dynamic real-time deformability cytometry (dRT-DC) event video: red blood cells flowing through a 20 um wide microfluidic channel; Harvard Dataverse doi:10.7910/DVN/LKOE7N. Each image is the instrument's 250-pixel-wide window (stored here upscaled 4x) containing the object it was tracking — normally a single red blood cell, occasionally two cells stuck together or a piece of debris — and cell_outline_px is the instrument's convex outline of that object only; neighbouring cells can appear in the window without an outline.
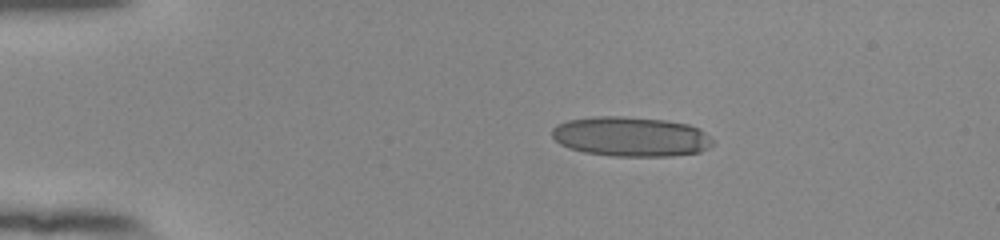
{"species": "human", "species_latin": "Homo sapiens", "temperature_condition": "room temperature", "stored_images_in_passage": 44, "camera_frame_rate_fps": 3000, "um_per_image_px": 0.085, "donor": {"sex": "female"}, "frame": {"image": 1, "passage_image": 1, "time_ms": 0.0, "image_size_px": [1000, 240], "cell_outline_px": [[716, 144], [700, 152], [672, 156], [612, 156], [584, 152], [568, 148], [560, 144], [552, 136], [552, 128], [556, 124], [568, 120], [596, 116], [624, 116], [668, 120], [688, 124], [700, 128], [716, 140]], "centroid_in_image_um": [53.67, 11.61], "position_along_channel_um": 31.3, "area_um2": 37.8}}
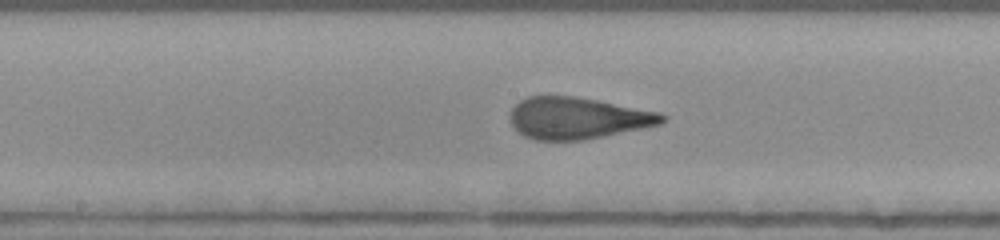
{"frame": {"image": 2, "passage_image": 19, "time_ms": 6.0, "image_size_px": [1000, 240], "cell_outline_px": [[668, 120], [660, 124], [644, 128], [584, 140], [532, 140], [524, 136], [512, 124], [512, 108], [520, 100], [528, 96], [572, 96], [596, 100], [660, 112], [668, 116]], "centroid_in_image_um": [49.14, 10.04], "position_along_channel_um": 199.1, "area_um2": 36.76}}
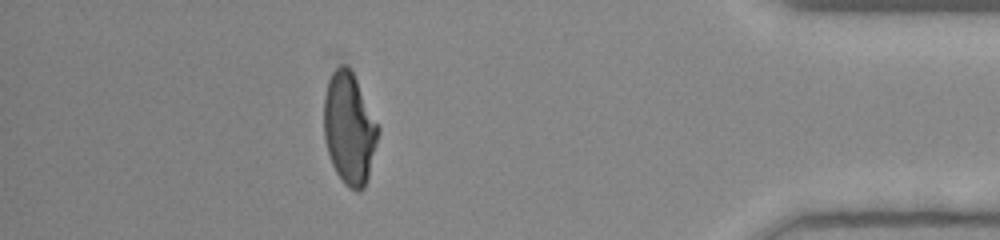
{"frame": {"image": 3, "passage_image": 38, "time_ms": 12.333, "image_size_px": [1000, 240], "cell_outline_px": [[380, 132], [368, 176], [364, 188], [360, 192], [356, 192], [348, 188], [344, 184], [336, 172], [332, 164], [324, 140], [324, 96], [328, 80], [332, 72], [340, 64], [344, 64], [352, 72], [380, 128]], "centroid_in_image_um": [29.68, 10.95], "position_along_channel_um": 405.5, "area_um2": 35.26}, "authors_computed_cell_mechanics": {"area_um2": 37.0787, "velocity_mm_per_s": 3.8995, "shape_relaxation_time_tau1_ms": 8.3904, "shape_relaxation_time_tau2_ms": null, "deformation_change_tau1": 0.2908, "deformation_change_tau2": null}}